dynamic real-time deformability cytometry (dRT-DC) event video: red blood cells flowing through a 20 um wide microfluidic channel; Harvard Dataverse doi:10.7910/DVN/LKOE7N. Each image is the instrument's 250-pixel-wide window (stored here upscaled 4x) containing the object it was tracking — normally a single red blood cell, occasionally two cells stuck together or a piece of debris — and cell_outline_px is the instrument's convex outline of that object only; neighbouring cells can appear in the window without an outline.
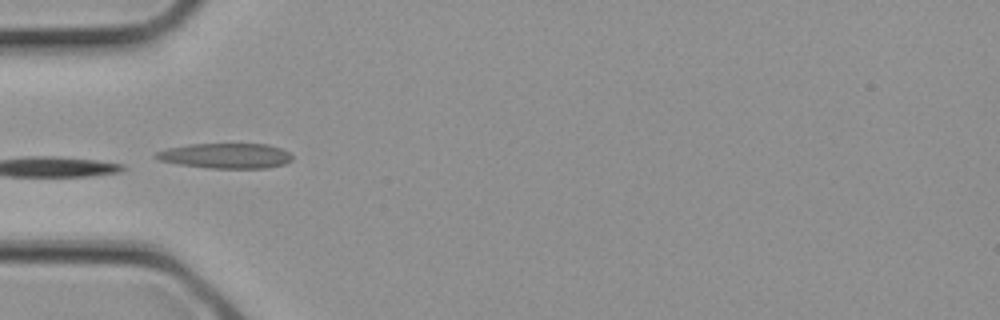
{"species": "common noctule bat (a hibernating species)", "species_latin": "Nyctalus noctula", "temperature_condition": "cold", "stored_images_in_passage": 3, "camera_frame_rate_fps": 3000, "um_per_image_px": 0.085, "animal": {"sex": "female", "body_mass_g": 21.9}, "frame": {"image": 1, "passage_image": 3, "time_ms": 0.667, "image_size_px": [1000, 320], "cell_outline_px": [[292, 160], [284, 164], [268, 168], [212, 168], [180, 164], [156, 160], [152, 156], [156, 152], [168, 148], [188, 144], [268, 144], [280, 148], [288, 152], [292, 156]], "centroid_in_image_um": [19.17, 13.24], "position_along_channel_um": 65.8, "area_um2": 20.0}}